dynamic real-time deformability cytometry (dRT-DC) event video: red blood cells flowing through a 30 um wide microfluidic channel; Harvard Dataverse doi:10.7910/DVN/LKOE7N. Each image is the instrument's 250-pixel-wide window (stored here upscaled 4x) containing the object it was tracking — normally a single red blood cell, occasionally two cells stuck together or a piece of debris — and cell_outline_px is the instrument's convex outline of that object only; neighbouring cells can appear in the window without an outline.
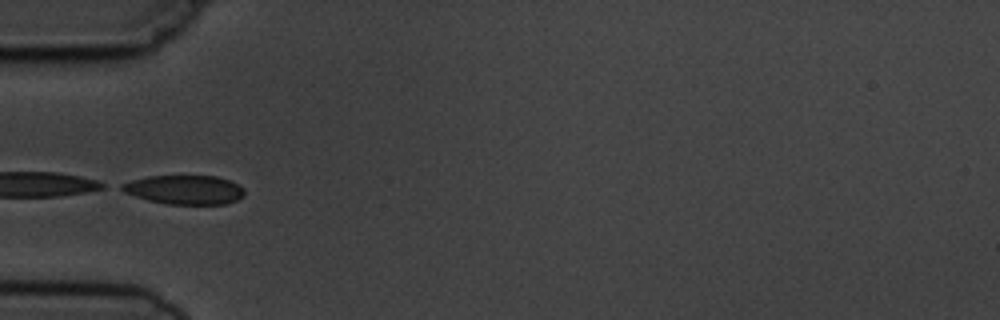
{"species": "common noctule bat (a hibernating species)", "species_latin": "Nyctalus noctula", "temperature_condition": "cold", "stored_images_in_passage": 8, "camera_frame_rate_fps": 3000, "um_per_image_px": 0.085, "animal": {"sex": "male", "body_mass_g": 19.5, "forearm_length_mm": 54.6}, "frame": {"image": 1, "passage_image": 3, "time_ms": 2.333, "image_size_px": [1000, 320], "cell_outline_px": [[244, 196], [236, 200], [224, 204], [164, 204], [148, 200], [124, 192], [116, 188], [120, 184], [132, 180], [148, 176], [216, 176], [228, 180], [244, 188]], "centroid_in_image_um": [15.64, 16.13], "position_along_channel_um": 69.4, "area_um2": 20.81}}
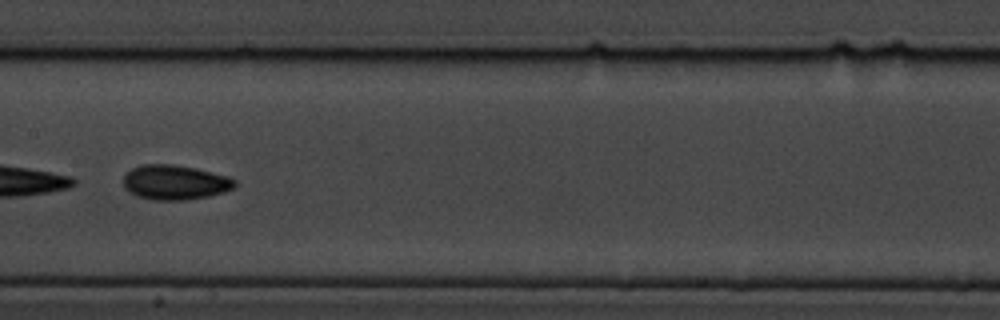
{"frame": {"image": 2, "passage_image": 6, "time_ms": 5.667, "image_size_px": [1000, 320], "cell_outline_px": [[236, 184], [232, 188], [224, 192], [208, 196], [184, 200], [156, 200], [136, 196], [124, 188], [124, 176], [132, 168], [144, 164], [172, 164], [196, 168], [228, 176], [236, 180]], "centroid_in_image_um": [14.87, 15.5], "position_along_channel_um": 192.5, "area_um2": 22.48}}
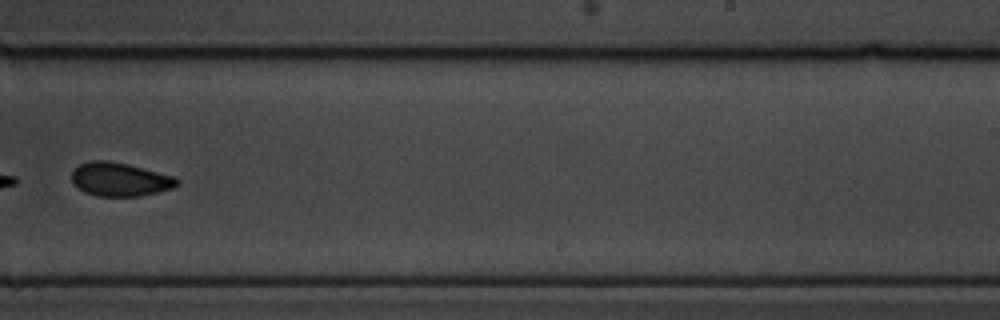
{"frame": {"image": 3, "passage_image": 8, "time_ms": 8.0, "image_size_px": [1000, 320], "cell_outline_px": [[180, 184], [172, 188], [140, 196], [96, 196], [84, 192], [76, 188], [72, 184], [72, 172], [80, 164], [88, 160], [108, 160], [128, 164], [172, 176], [180, 180]], "centroid_in_image_um": [10.15, 15.25], "position_along_channel_um": 278.9, "area_um2": 20.69}}